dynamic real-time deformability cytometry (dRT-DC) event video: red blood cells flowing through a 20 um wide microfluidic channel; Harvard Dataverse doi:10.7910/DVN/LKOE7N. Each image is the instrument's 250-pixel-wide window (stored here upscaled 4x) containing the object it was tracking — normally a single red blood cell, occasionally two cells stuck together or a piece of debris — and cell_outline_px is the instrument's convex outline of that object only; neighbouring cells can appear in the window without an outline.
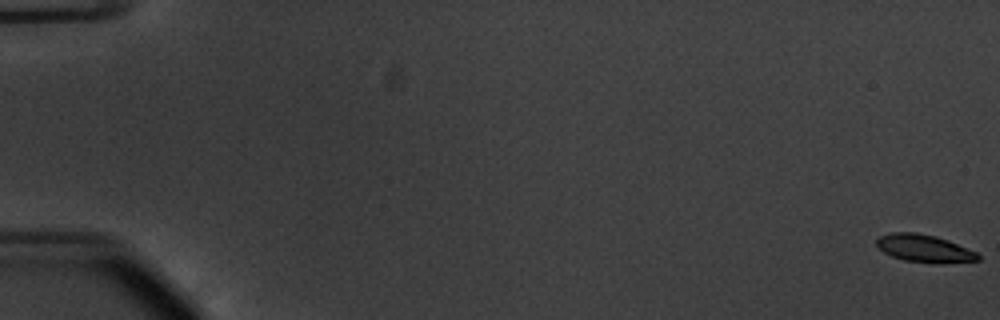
{"species": "common noctule bat (a hibernating species)", "species_latin": "Nyctalus noctula", "temperature_condition": "warm", "stored_images_in_passage": 57, "camera_frame_rate_fps": 3000, "um_per_image_px": 0.085, "animal": {"sex": "male", "body_mass_g": 20.1, "forearm_length_mm": 53.5}, "frame": {"image": 1, "passage_image": 1, "time_ms": 0.0, "image_size_px": [1000, 320], "cell_outline_px": [[980, 260], [904, 260], [892, 256], [884, 252], [876, 244], [876, 240], [880, 236], [892, 232], [916, 232], [936, 236], [948, 240], [976, 252], [980, 256]], "centroid_in_image_um": [78.48, 21.04], "position_along_channel_um": 6.5, "area_um2": 15.2}}
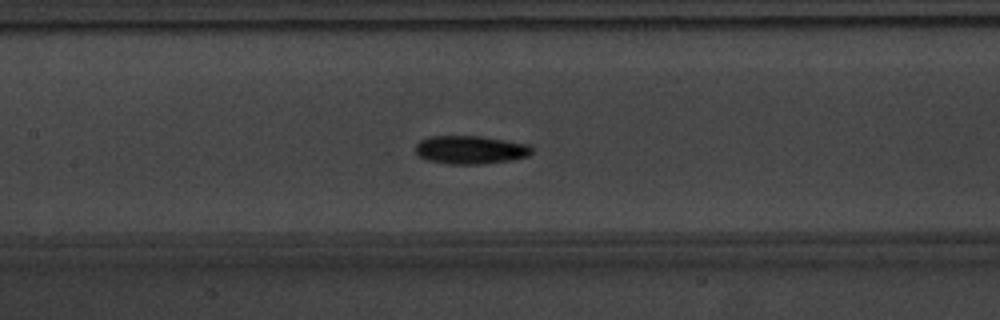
{"frame": {"image": 2, "passage_image": 28, "time_ms": 9.0, "image_size_px": [1000, 320], "cell_outline_px": [[532, 152], [528, 156], [512, 160], [480, 164], [448, 164], [428, 160], [420, 156], [416, 152], [416, 144], [420, 140], [428, 136], [480, 136], [528, 144], [532, 148]], "centroid_in_image_um": [39.98, 12.73], "position_along_channel_um": 167.4, "area_um2": 19.13}}
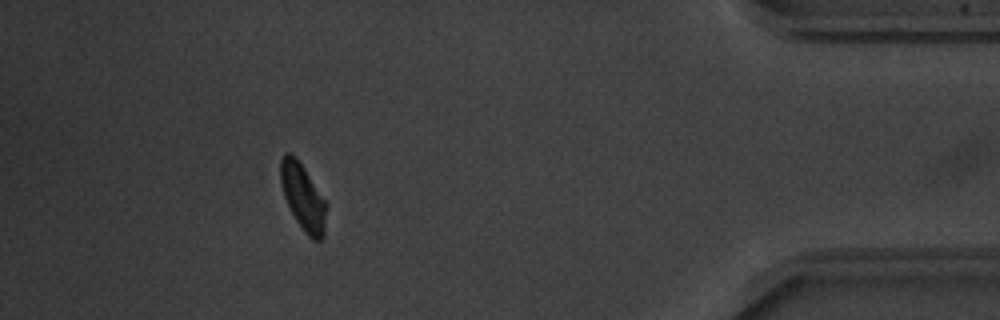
{"frame": {"image": 3, "passage_image": 51, "time_ms": 16.667, "image_size_px": [1000, 320], "cell_outline_px": [[328, 204], [324, 236], [320, 240], [312, 240], [304, 232], [296, 220], [284, 196], [280, 180], [280, 160], [284, 152], [288, 152], [304, 168]], "centroid_in_image_um": [25.78, 16.79], "position_along_channel_um": 409.4, "area_um2": 17.63}, "authors_computed_cell_mechanics": {"area_um2": 18.0336, "velocity_mm_per_s": 3.7651, "shape_relaxation_time_tau1_ms": 2.5045, "shape_relaxation_time_tau2_ms": 6.3614, "deformation_change_tau1": 0.1107, "deformation_change_tau2": 0.0916}}